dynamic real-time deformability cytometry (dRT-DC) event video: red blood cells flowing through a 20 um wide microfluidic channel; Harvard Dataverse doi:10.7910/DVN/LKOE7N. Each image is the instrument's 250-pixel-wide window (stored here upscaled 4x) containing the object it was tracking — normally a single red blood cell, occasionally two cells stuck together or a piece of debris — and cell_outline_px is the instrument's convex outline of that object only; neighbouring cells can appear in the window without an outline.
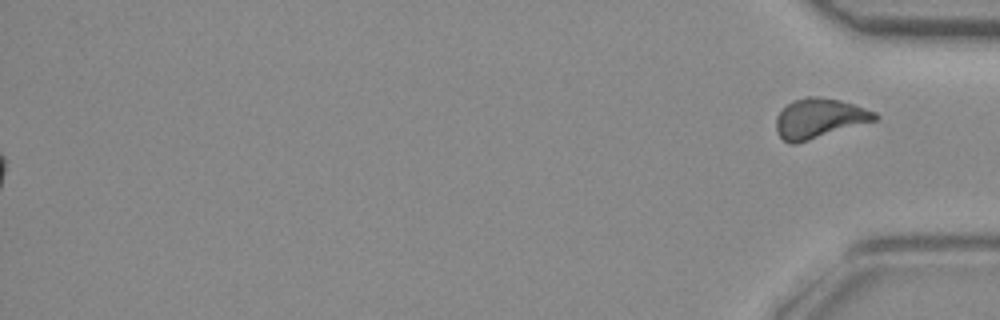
{"species": "common noctule bat (a hibernating species)", "species_latin": "Nyctalus noctula", "temperature_condition": "room temperature", "stored_images_in_passage": 39, "segment_of_instrument_passage": [2, 2], "camera_frame_rate_fps": 3000, "um_per_image_px": 0.085, "animal": {"sex": "female", "body_mass_g": 29.2, "forearm_length_mm": 56.3}, "frame": {"image": 1, "passage_image": 39, "time_ms": 12.667, "image_size_px": [1000, 320], "cell_outline_px": [[880, 116], [876, 120], [796, 144], [792, 144], [784, 140], [776, 132], [776, 120], [780, 112], [792, 100], [804, 96], [816, 96], [840, 100], [876, 112]], "centroid_in_image_um": [69.63, 10.05], "position_along_channel_um": 365.6, "area_um2": 22.72}}